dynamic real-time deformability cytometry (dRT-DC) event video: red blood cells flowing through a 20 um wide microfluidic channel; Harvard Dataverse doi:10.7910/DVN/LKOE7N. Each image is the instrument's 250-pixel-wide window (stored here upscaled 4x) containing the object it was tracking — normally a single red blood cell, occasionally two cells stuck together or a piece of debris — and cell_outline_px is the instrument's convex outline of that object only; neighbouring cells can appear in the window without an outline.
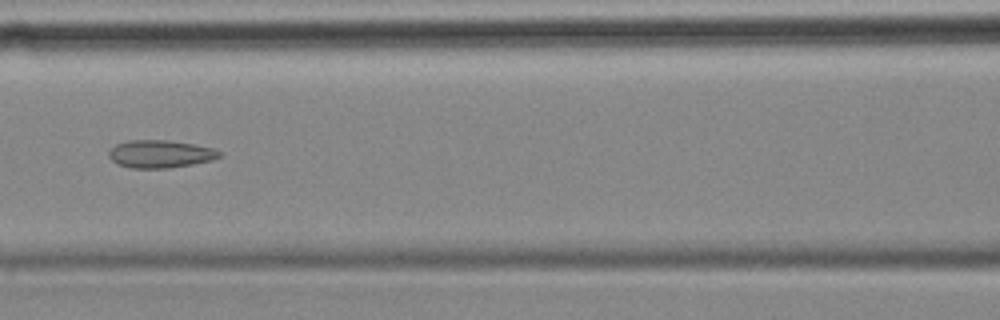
{"species": "common noctule bat (a hibernating species)", "species_latin": "Nyctalus noctula", "temperature_condition": "cold", "stored_images_in_passage": 55, "camera_frame_rate_fps": 3000, "um_per_image_px": 0.085, "animal": {"sex": "female", "body_mass_g": 18.4}, "frame": {"image": 1, "passage_image": 24, "time_ms": 7.667, "image_size_px": [1000, 320], "cell_outline_px": [[224, 156], [212, 160], [192, 164], [168, 168], [132, 168], [116, 164], [108, 156], [108, 152], [116, 144], [128, 140], [168, 140], [192, 144], [212, 148], [220, 152]], "centroid_in_image_um": [13.61, 13.09], "position_along_channel_um": 153.0, "area_um2": 17.86}, "authors_computed_cell_mechanics": {"area_um2": 19.652, "velocity_mm_per_s": 3.5826, "shape_relaxation_time_tau1_ms": null, "shape_relaxation_time_tau2_ms": 3.6186, "deformation_change_tau1": null, "deformation_change_tau2": 0.1162}}